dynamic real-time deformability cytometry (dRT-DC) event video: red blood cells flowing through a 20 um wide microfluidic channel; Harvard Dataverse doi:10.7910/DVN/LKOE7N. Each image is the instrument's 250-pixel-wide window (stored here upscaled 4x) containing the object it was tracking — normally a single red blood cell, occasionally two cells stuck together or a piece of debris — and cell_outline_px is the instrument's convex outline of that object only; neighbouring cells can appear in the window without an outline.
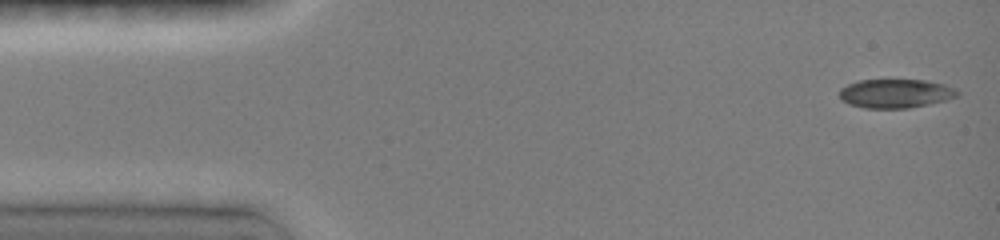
{"species": "common noctule bat (a hibernating species)", "species_latin": "Nyctalus noctula", "temperature_condition": "room temperature", "stored_images_in_passage": 19, "camera_frame_rate_fps": 3000, "um_per_image_px": 0.085, "animal": {"sex": "female", "body_mass_g": 19.0, "forearm_length_mm": 51.5}, "frame": {"image": 1, "passage_image": 1, "time_ms": 0.0, "image_size_px": [1000, 240], "cell_outline_px": [[960, 92], [956, 96], [944, 100], [928, 104], [908, 108], [864, 108], [848, 104], [840, 100], [840, 88], [848, 84], [860, 80], [924, 80], [944, 84], [956, 88]], "centroid_in_image_um": [76.09, 7.94], "position_along_channel_um": 8.9, "area_um2": 19.83}}
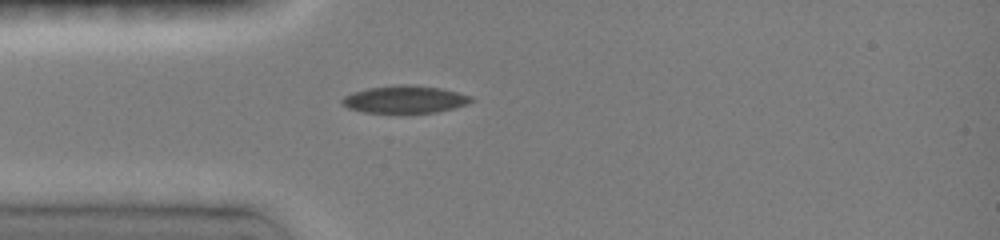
{"frame": {"image": 2, "passage_image": 9, "time_ms": 3.667, "image_size_px": [1000, 240], "cell_outline_px": [[476, 100], [452, 108], [436, 112], [400, 116], [364, 112], [348, 108], [340, 104], [340, 100], [344, 96], [352, 92], [368, 88], [396, 84], [416, 84], [440, 88], [472, 96]], "centroid_in_image_um": [34.35, 8.48], "position_along_channel_um": 50.6, "area_um2": 21.68}}
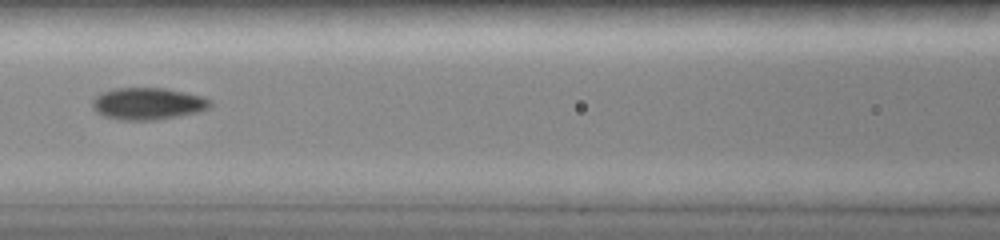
{"frame": {"image": 3, "passage_image": 14, "time_ms": 6.333, "image_size_px": [1000, 240], "cell_outline_px": [[212, 104], [208, 108], [196, 112], [176, 116], [152, 120], [124, 120], [104, 116], [96, 112], [92, 108], [92, 100], [100, 92], [112, 88], [164, 88], [184, 92], [200, 96], [212, 100]], "centroid_in_image_um": [12.51, 8.8], "position_along_channel_um": 154.1, "area_um2": 21.85}}